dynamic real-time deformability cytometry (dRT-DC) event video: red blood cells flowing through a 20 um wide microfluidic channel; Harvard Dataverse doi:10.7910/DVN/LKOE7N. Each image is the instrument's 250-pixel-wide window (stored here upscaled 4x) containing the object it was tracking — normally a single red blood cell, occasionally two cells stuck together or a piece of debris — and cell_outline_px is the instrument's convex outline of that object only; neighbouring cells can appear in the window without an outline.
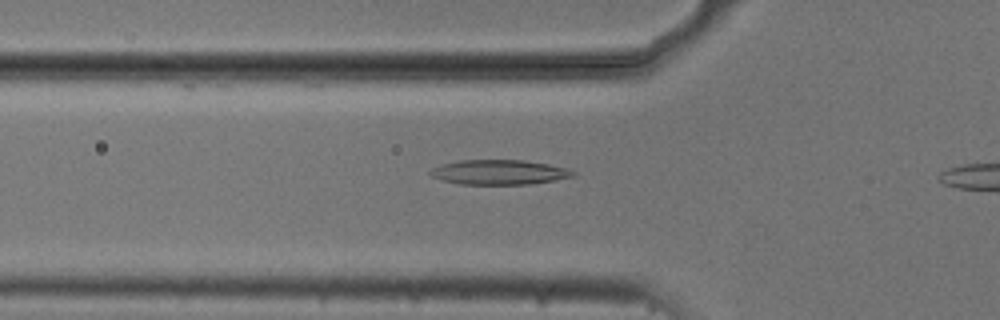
{"species": "common noctule bat (a hibernating species)", "species_latin": "Nyctalus noctula", "temperature_condition": "cold", "stored_images_in_passage": 9, "camera_frame_rate_fps": 3000, "um_per_image_px": 0.085, "animal": {"sex": "male", "body_mass_g": 20.5, "forearm_length_mm": 52.5}, "frame": {"image": 1, "passage_image": 7, "time_ms": 2.0, "image_size_px": [1000, 320], "cell_outline_px": [[576, 176], [556, 180], [532, 184], [460, 184], [444, 180], [432, 176], [428, 172], [432, 168], [444, 164], [460, 160], [524, 160], [548, 164], [564, 168], [576, 172]], "centroid_in_image_um": [42.46, 14.64], "position_along_channel_um": 83.3, "area_um2": 20.46}}